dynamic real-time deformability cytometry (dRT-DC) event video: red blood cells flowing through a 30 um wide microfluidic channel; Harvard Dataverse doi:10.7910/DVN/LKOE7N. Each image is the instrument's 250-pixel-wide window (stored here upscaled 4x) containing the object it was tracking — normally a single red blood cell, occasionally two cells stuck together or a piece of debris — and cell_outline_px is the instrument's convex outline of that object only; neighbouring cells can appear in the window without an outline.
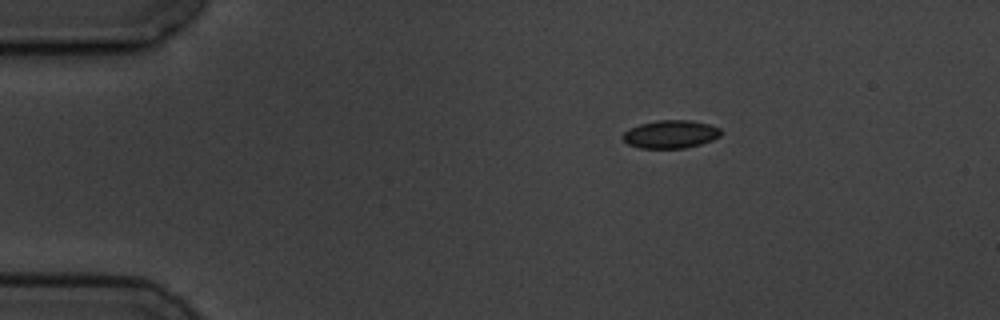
{"species": "common noctule bat (a hibernating species)", "species_latin": "Nyctalus noctula", "temperature_condition": "cold", "stored_images_in_passage": 3, "camera_frame_rate_fps": 3000, "um_per_image_px": 0.085, "animal": {"sex": "male", "body_mass_g": 19.5, "forearm_length_mm": 54.6}, "frame": {"image": 1, "passage_image": 1, "time_ms": 0.0, "image_size_px": [1000, 320], "cell_outline_px": [[724, 132], [720, 136], [712, 140], [700, 144], [684, 148], [640, 148], [628, 144], [620, 136], [628, 128], [640, 124], [656, 120], [692, 120], [708, 124], [720, 128]], "centroid_in_image_um": [57.0, 11.4], "position_along_channel_um": 28.0, "area_um2": 16.18}}
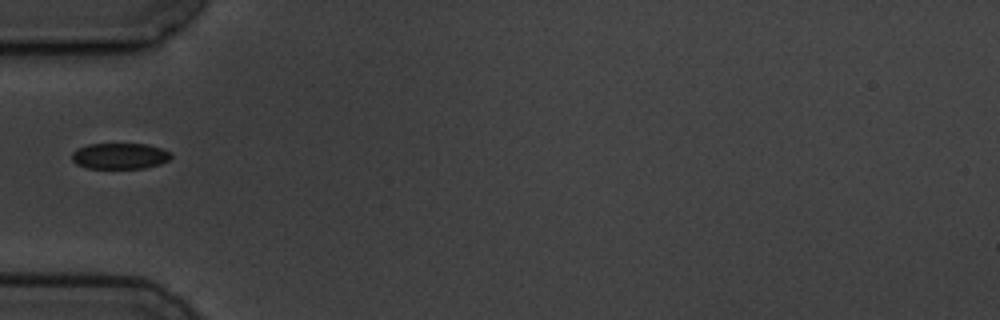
{"frame": {"image": 2, "passage_image": 3, "time_ms": 3.0, "image_size_px": [1000, 320], "cell_outline_px": [[172, 156], [168, 160], [160, 164], [144, 168], [88, 168], [76, 164], [72, 160], [72, 152], [88, 144], [148, 144], [160, 148], [168, 152]], "centroid_in_image_um": [10.17, 13.26], "position_along_channel_um": 74.8, "area_um2": 14.85}}